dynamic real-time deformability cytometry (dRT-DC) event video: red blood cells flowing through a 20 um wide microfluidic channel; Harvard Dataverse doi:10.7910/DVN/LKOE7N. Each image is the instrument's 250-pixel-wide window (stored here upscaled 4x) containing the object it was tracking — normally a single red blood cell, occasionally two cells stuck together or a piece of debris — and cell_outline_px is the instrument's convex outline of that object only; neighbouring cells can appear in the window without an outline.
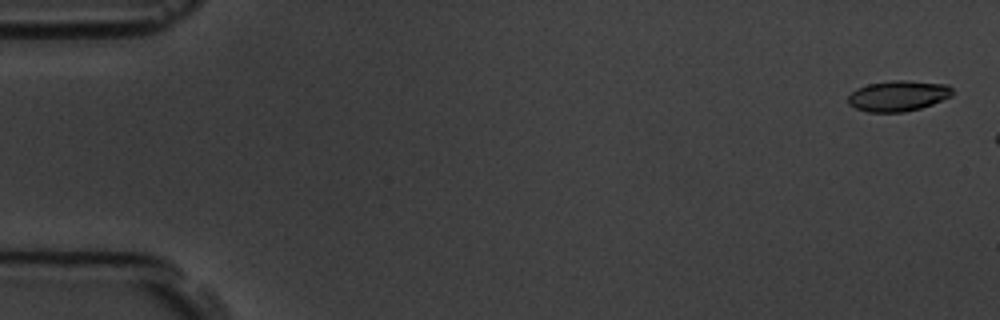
{"species": "common noctule bat (a hibernating species)", "species_latin": "Nyctalus noctula", "temperature_condition": "room temperature", "stored_images_in_passage": 3, "camera_frame_rate_fps": 3000, "um_per_image_px": 0.085, "animal": {"sex": "male", "body_mass_g": 19.5, "forearm_length_mm": 54.6}, "frame": {"image": 1, "passage_image": 1, "time_ms": 0.0, "image_size_px": [1000, 320], "cell_outline_px": [[952, 96], [932, 104], [920, 108], [904, 112], [868, 112], [856, 108], [848, 104], [848, 96], [856, 88], [868, 84], [892, 80], [904, 80], [948, 84], [952, 88]], "centroid_in_image_um": [76.34, 8.14], "position_along_channel_um": 8.7, "area_um2": 18.67}}